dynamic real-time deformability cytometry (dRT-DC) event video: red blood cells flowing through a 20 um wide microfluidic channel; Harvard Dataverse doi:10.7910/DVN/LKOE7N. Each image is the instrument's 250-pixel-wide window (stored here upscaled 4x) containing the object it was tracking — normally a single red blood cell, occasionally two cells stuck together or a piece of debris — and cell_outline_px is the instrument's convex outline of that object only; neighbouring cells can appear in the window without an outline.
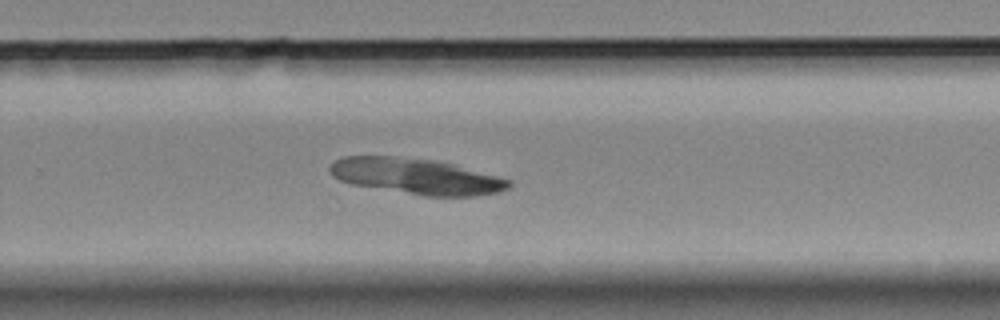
{"species": "Egyptian fruit bat (a non-hibernating species)", "species_latin": "Rousettus aegyptiacus", "temperature_condition": "room temperature", "stored_images_in_passage": 42, "camera_frame_rate_fps": 3000, "um_per_image_px": 0.085, "animal": {"sex": "female"}, "frame": {"image": 1, "passage_image": 30, "time_ms": 9.667, "image_size_px": [1000, 320], "cell_outline_px": [[512, 184], [508, 188], [500, 192], [476, 196], [424, 196], [352, 184], [340, 180], [332, 176], [328, 172], [328, 168], [336, 160], [344, 156], [392, 156], [432, 160], [452, 164], [512, 180]], "centroid_in_image_um": [35.38, 14.99], "position_along_channel_um": 294.4, "area_um2": 37.22}}
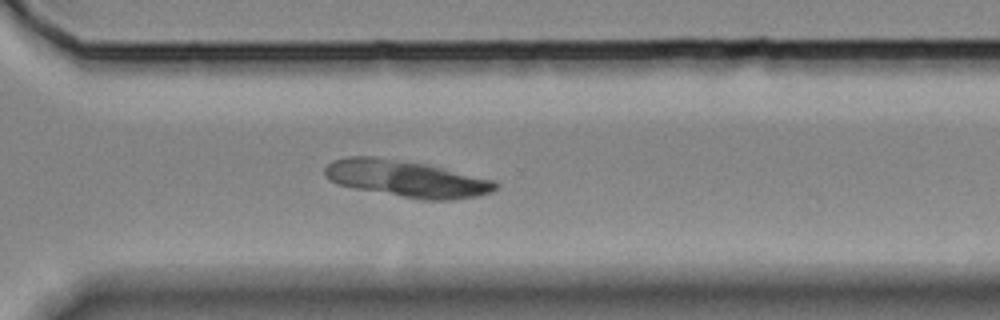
{"frame": {"image": 2, "passage_image": 33, "time_ms": 10.667, "image_size_px": [1000, 320], "cell_outline_px": [[500, 184], [492, 192], [476, 196], [452, 200], [424, 200], [400, 196], [356, 188], [336, 184], [328, 180], [324, 176], [324, 168], [332, 160], [344, 156], [376, 156], [428, 164], [496, 180]], "centroid_in_image_um": [34.54, 15.17], "position_along_channel_um": 336.1, "area_um2": 36.88}}
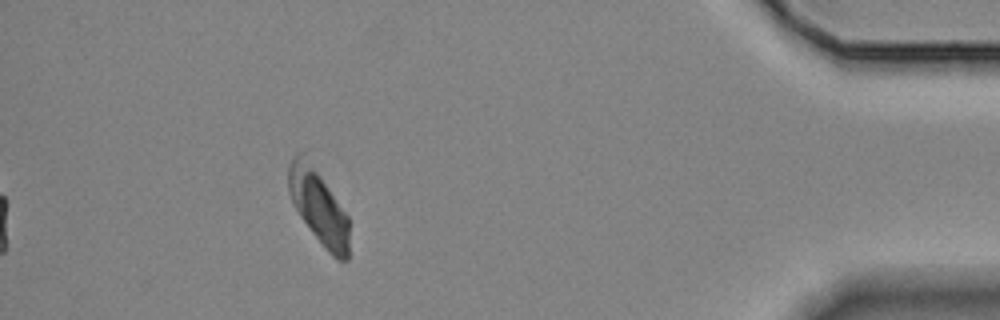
{"frame": {"image": 3, "passage_image": 42, "time_ms": 13.667, "image_size_px": [1000, 320], "cell_outline_px": [[348, 260], [336, 260], [324, 248], [300, 216], [288, 192], [288, 168], [296, 152], [300, 152], [320, 176], [348, 216]], "centroid_in_image_um": [27.07, 17.63], "position_along_channel_um": 408.1, "area_um2": 25.49}}